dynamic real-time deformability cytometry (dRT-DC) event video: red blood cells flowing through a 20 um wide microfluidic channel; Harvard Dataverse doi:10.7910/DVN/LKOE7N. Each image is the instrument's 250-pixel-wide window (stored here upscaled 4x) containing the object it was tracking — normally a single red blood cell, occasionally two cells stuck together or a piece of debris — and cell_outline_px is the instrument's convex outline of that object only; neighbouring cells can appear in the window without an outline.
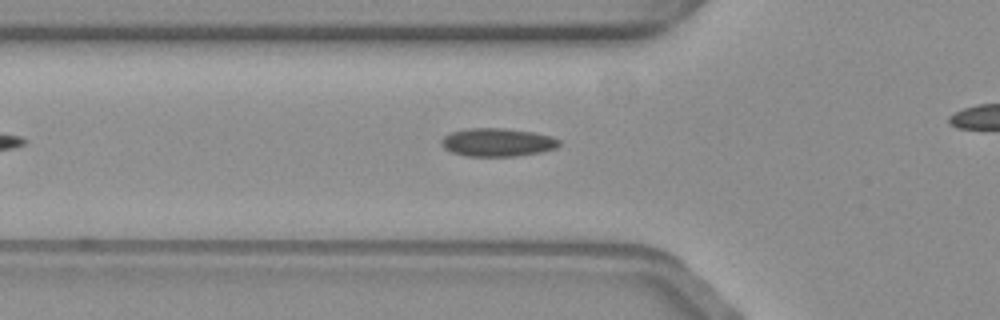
{"species": "common noctule bat (a hibernating species)", "species_latin": "Nyctalus noctula", "temperature_condition": "warm", "stored_images_in_passage": 37, "camera_frame_rate_fps": 3000, "um_per_image_px": 0.085, "animal": {"sex": "female", "body_mass_g": 19.3, "forearm_length_mm": 54.1}, "frame": {"image": 1, "passage_image": 10, "time_ms": 3.0, "image_size_px": [1000, 320], "cell_outline_px": [[560, 144], [556, 148], [540, 152], [516, 156], [464, 156], [452, 152], [444, 148], [440, 144], [440, 140], [444, 136], [452, 132], [468, 128], [504, 128], [532, 132], [548, 136], [560, 140]], "centroid_in_image_um": [42.24, 12.1], "position_along_channel_um": 83.6, "area_um2": 19.31}}
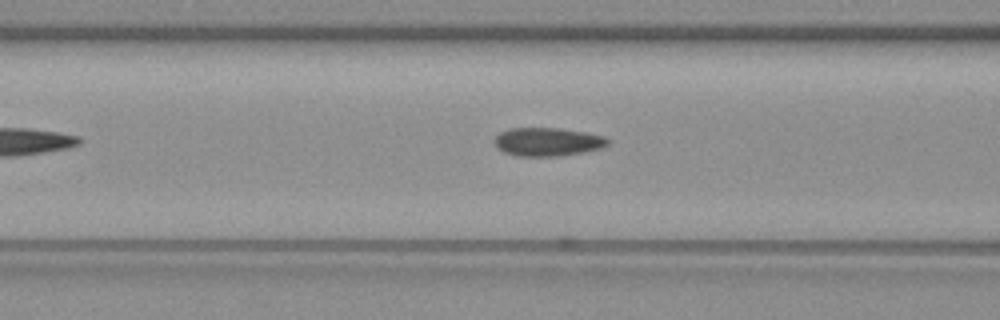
{"frame": {"image": 2, "passage_image": 13, "time_ms": 4.0, "image_size_px": [1000, 320], "cell_outline_px": [[608, 144], [600, 148], [584, 152], [560, 156], [516, 156], [504, 152], [496, 148], [492, 140], [500, 132], [508, 128], [560, 128], [584, 132], [604, 136], [608, 140]], "centroid_in_image_um": [46.48, 12.05], "position_along_channel_um": 120.1, "area_um2": 18.9}}
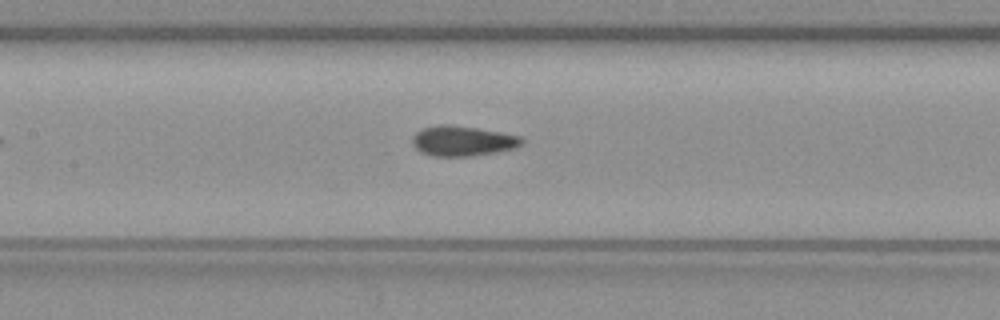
{"frame": {"image": 3, "passage_image": 17, "time_ms": 5.333, "image_size_px": [1000, 320], "cell_outline_px": [[524, 144], [516, 148], [496, 152], [468, 156], [432, 156], [420, 152], [412, 144], [412, 136], [416, 132], [424, 128], [440, 124], [448, 124], [476, 128], [500, 132], [520, 136], [524, 140]], "centroid_in_image_um": [39.32, 11.98], "position_along_channel_um": 168.1, "area_um2": 19.25}}